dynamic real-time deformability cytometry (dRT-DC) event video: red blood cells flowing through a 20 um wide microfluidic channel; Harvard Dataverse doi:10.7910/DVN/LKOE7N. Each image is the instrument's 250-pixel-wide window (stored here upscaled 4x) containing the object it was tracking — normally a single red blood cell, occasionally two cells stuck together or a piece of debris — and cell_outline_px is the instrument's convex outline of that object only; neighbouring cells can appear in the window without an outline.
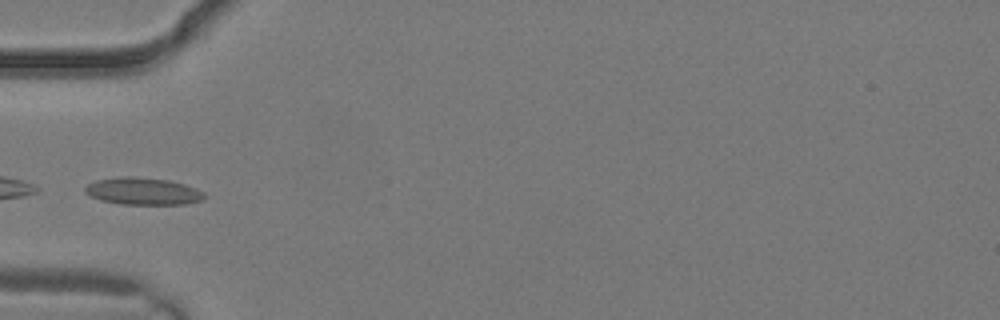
{"species": "common noctule bat (a hibernating species)", "species_latin": "Nyctalus noctula", "temperature_condition": "warm", "stored_images_in_passage": 3, "camera_frame_rate_fps": 3000, "um_per_image_px": 0.085, "animal": {"sex": "male", "body_mass_g": 19.2, "forearm_length_mm": 51.8}, "frame": {"image": 1, "passage_image": 3, "time_ms": 0.667, "image_size_px": [1000, 320], "cell_outline_px": [[204, 196], [200, 200], [184, 204], [120, 204], [100, 200], [84, 192], [84, 188], [88, 184], [96, 180], [120, 176], [132, 176], [168, 180], [184, 184], [196, 188], [204, 192]], "centroid_in_image_um": [12.12, 16.24], "position_along_channel_um": 72.9, "area_um2": 18.79}}